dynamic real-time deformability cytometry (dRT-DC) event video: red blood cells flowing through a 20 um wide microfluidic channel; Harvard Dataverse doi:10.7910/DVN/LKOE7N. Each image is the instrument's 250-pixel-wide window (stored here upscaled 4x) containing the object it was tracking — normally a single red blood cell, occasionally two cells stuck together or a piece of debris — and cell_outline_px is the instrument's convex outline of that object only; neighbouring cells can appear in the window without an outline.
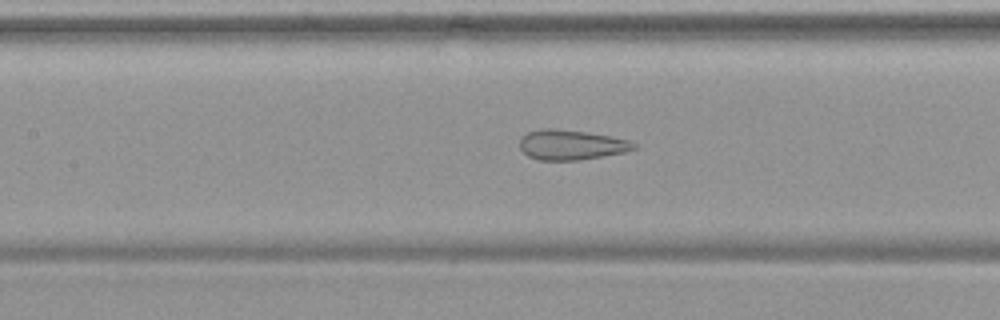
{"species": "common noctule bat (a hibernating species)", "species_latin": "Nyctalus noctula", "temperature_condition": "warm", "stored_images_in_passage": 54, "camera_frame_rate_fps": 3000, "um_per_image_px": 0.085, "animal": {"sex": "female", "body_mass_g": 19.9}, "frame": {"image": 1, "passage_image": 25, "time_ms": 8.0, "image_size_px": [1000, 320], "cell_outline_px": [[636, 148], [624, 152], [580, 160], [536, 160], [528, 156], [520, 148], [520, 136], [528, 132], [540, 128], [552, 128], [588, 132], [628, 140], [636, 144]], "centroid_in_image_um": [48.5, 12.31], "position_along_channel_um": 158.9, "area_um2": 19.94}}
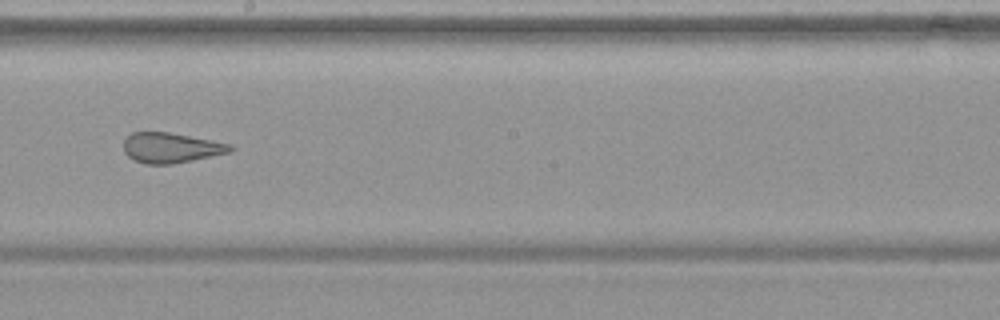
{"frame": {"image": 2, "passage_image": 31, "time_ms": 10.0, "image_size_px": [1000, 320], "cell_outline_px": [[236, 148], [228, 152], [192, 160], [172, 164], [144, 164], [128, 156], [124, 152], [124, 140], [132, 132], [168, 132], [212, 140], [232, 144]], "centroid_in_image_um": [14.53, 12.55], "position_along_channel_um": 233.7, "area_um2": 18.61}}
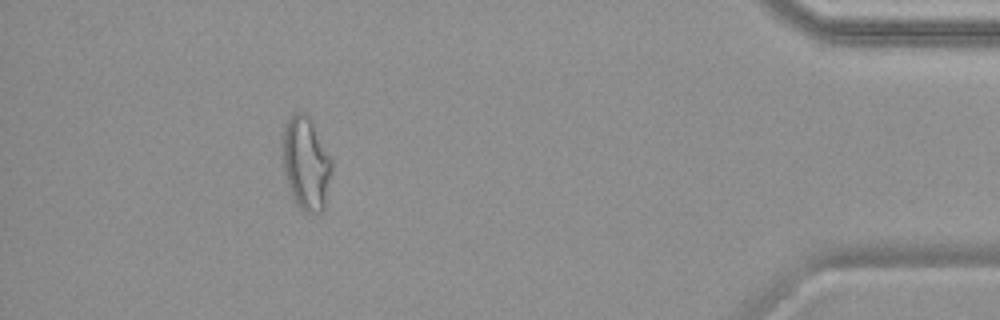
{"frame": {"image": 3, "passage_image": 49, "time_ms": 16.0, "image_size_px": [1000, 320], "cell_outline_px": [[332, 172], [324, 208], [320, 212], [304, 212], [296, 204], [292, 196], [284, 172], [280, 156], [280, 136], [284, 124], [292, 112], [304, 112], [312, 116], [332, 160]], "centroid_in_image_um": [25.97, 13.78], "position_along_channel_um": 409.2, "area_um2": 27.92}, "authors_computed_cell_mechanics": {"area_um2": 25.3164, "velocity_mm_per_s": 3.7666, "shape_relaxation_time_tau1_ms": null, "shape_relaxation_time_tau2_ms": 1.2606, "deformation_change_tau1": null, "deformation_change_tau2": 0.0936}}